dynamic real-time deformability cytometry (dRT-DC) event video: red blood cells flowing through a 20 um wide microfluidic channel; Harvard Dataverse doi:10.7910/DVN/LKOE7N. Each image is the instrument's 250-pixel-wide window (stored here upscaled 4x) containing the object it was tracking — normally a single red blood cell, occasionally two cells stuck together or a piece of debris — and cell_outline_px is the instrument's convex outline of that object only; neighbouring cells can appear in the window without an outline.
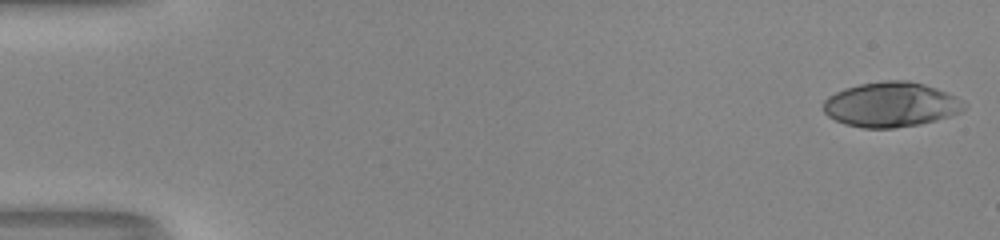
{"species": "human", "species_latin": "Homo sapiens", "temperature_condition": "room temperature", "stored_images_in_passage": 53, "camera_frame_rate_fps": 3000, "um_per_image_px": 0.085, "donor": {"sex": "male"}, "frame": {"image": 1, "passage_image": 1, "time_ms": 0.0, "image_size_px": [1000, 240], "cell_outline_px": [[968, 104], [960, 112], [936, 120], [920, 124], [892, 128], [864, 128], [844, 124], [828, 116], [824, 112], [824, 100], [828, 96], [836, 92], [860, 84], [888, 80], [908, 80], [924, 84], [936, 88], [956, 96], [964, 100]], "centroid_in_image_um": [75.75, 8.89], "position_along_channel_um": 9.2, "area_um2": 36.7}}
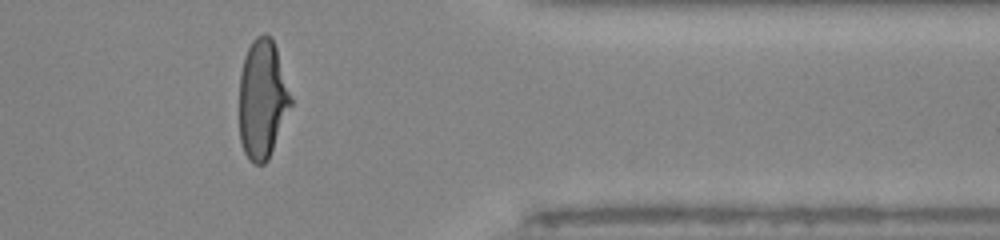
{"frame": {"image": 2, "passage_image": 44, "time_ms": 14.333, "image_size_px": [1000, 240], "cell_outline_px": [[292, 104], [268, 160], [264, 164], [256, 164], [248, 160], [244, 152], [240, 140], [240, 72], [244, 56], [252, 40], [256, 36], [264, 32], [272, 36], [292, 96]], "centroid_in_image_um": [22.31, 8.41], "position_along_channel_um": 389.1, "area_um2": 35.95}}
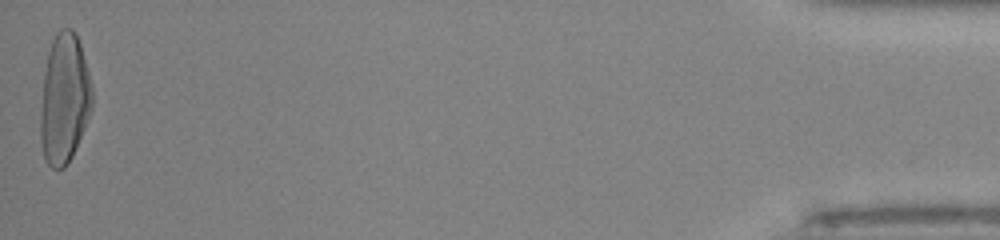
{"frame": {"image": 3, "passage_image": 53, "time_ms": 17.333, "image_size_px": [1000, 240], "cell_outline_px": [[92, 108], [72, 156], [68, 164], [64, 168], [52, 168], [48, 164], [44, 156], [40, 140], [40, 112], [44, 72], [48, 52], [52, 40], [56, 32], [60, 28], [72, 28], [76, 32], [80, 44], [88, 72], [92, 88]], "centroid_in_image_um": [5.45, 8.38], "position_along_channel_um": 429.7, "area_um2": 39.02}, "authors_computed_cell_mechanics": {"area_um2": 36.5296, "velocity_mm_per_s": 4.0054, "shape_relaxation_time_tau1_ms": 6.7067, "shape_relaxation_time_tau2_ms": 0.7225, "deformation_change_tau1": 0.3201, "deformation_change_tau2": 0.0617}}